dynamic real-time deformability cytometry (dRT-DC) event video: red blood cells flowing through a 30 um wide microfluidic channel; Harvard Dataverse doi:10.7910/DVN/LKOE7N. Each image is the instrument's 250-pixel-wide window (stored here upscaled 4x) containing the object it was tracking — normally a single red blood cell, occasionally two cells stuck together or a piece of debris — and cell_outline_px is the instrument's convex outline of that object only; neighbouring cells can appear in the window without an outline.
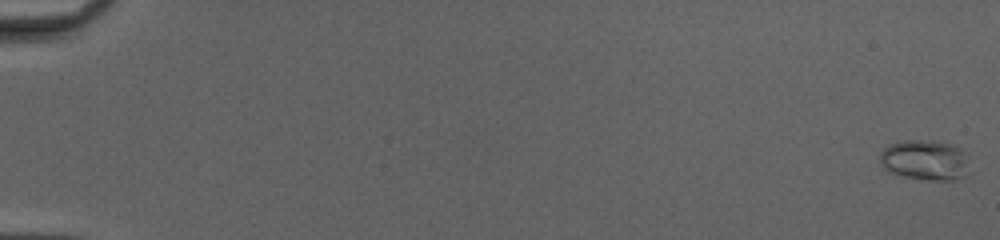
{"species": "common noctule bat (a hibernating species)", "species_latin": "Nyctalus noctula", "temperature_condition": "cold", "stored_images_in_passage": 52, "camera_frame_rate_fps": 3000, "um_per_image_px": 0.085, "animal": {"sex": "female", "body_mass_g": 20.0, "forearm_length_mm": 54.0}, "frame": {"image": 1, "passage_image": 1, "time_ms": 0.0, "image_size_px": [1000, 240], "cell_outline_px": [[968, 156], [964, 176], [952, 180], [928, 180], [904, 176], [892, 172], [884, 168], [880, 164], [880, 152], [888, 144], [904, 140], [932, 140], [948, 144], [964, 152]], "centroid_in_image_um": [78.57, 13.59], "position_along_channel_um": 6.4, "area_um2": 20.75}}
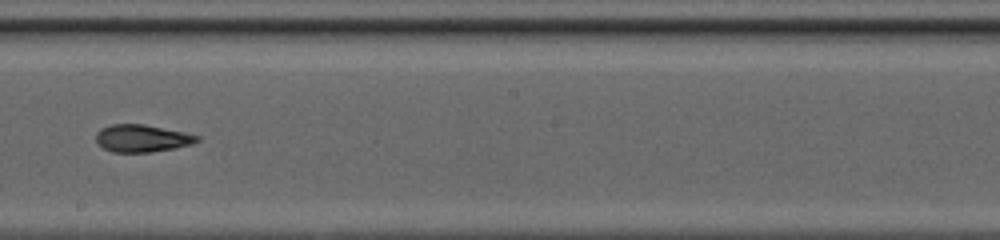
{"frame": {"image": 2, "passage_image": 32, "time_ms": 10.333, "image_size_px": [1000, 240], "cell_outline_px": [[200, 140], [192, 144], [176, 148], [148, 152], [112, 152], [104, 148], [96, 140], [96, 132], [100, 128], [112, 124], [144, 124], [184, 132], [200, 136]], "centroid_in_image_um": [12.08, 11.75], "position_along_channel_um": 236.1, "area_um2": 16.13}}
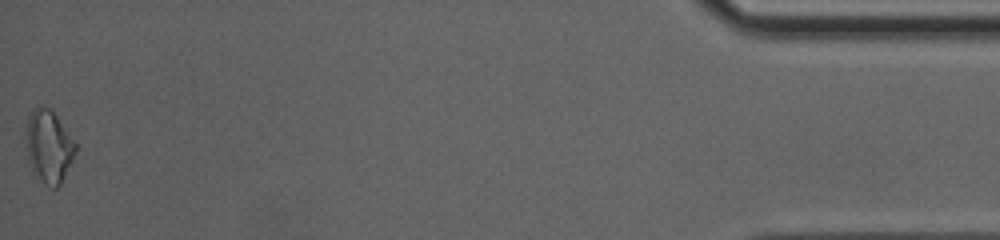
{"frame": {"image": 3, "passage_image": 52, "time_ms": 17.0, "image_size_px": [1000, 240], "cell_outline_px": [[76, 152], [60, 184], [56, 188], [52, 188], [36, 180], [28, 164], [24, 140], [24, 128], [28, 116], [36, 108], [48, 108], [56, 116], [76, 144]], "centroid_in_image_um": [4.07, 12.51], "position_along_channel_um": 431.1, "area_um2": 21.21}, "authors_computed_cell_mechanics": {"area_um2": 16.9643, "velocity_mm_per_s": 4.1964, "shape_relaxation_time_tau1_ms": 6.2982, "shape_relaxation_time_tau2_ms": 2.4983, "deformation_change_tau1": 0.1792, "deformation_change_tau2": 0.0853}}